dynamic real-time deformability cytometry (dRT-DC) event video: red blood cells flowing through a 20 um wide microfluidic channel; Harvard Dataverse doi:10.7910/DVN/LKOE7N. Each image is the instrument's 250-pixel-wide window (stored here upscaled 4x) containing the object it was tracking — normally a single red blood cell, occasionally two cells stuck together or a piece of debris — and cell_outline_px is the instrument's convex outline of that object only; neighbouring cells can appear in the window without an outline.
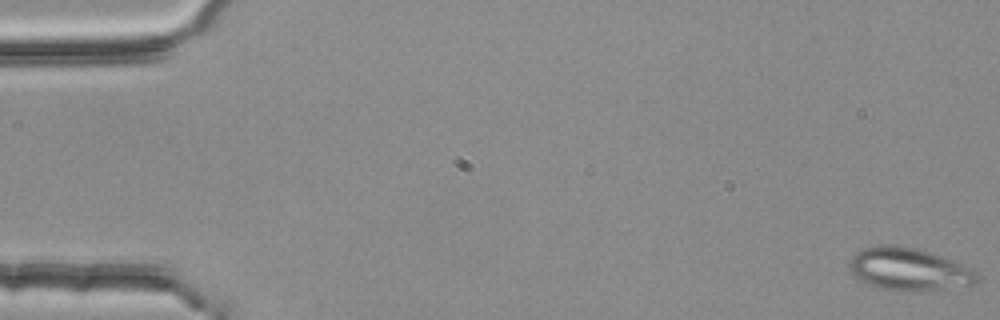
{"species": "common noctule bat (a hibernating species)", "species_latin": "Nyctalus noctula", "temperature_condition": "room temperature", "stored_images_in_passage": 4, "camera_frame_rate_fps": 3000, "um_per_image_px": 0.085, "animal": {"sex": "female", "body_mass_g": 25.1}, "frame": {"image": 1, "passage_image": 1, "time_ms": 0.0, "image_size_px": [1000, 320], "cell_outline_px": [[980, 280], [972, 284], [916, 292], [900, 292], [884, 288], [872, 284], [856, 276], [852, 272], [848, 264], [852, 256], [856, 252], [864, 248], [884, 244], [892, 244], [916, 248], [952, 260], [972, 268], [980, 276]], "centroid_in_image_um": [77.28, 22.88], "position_along_channel_um": 7.7, "area_um2": 31.39}}